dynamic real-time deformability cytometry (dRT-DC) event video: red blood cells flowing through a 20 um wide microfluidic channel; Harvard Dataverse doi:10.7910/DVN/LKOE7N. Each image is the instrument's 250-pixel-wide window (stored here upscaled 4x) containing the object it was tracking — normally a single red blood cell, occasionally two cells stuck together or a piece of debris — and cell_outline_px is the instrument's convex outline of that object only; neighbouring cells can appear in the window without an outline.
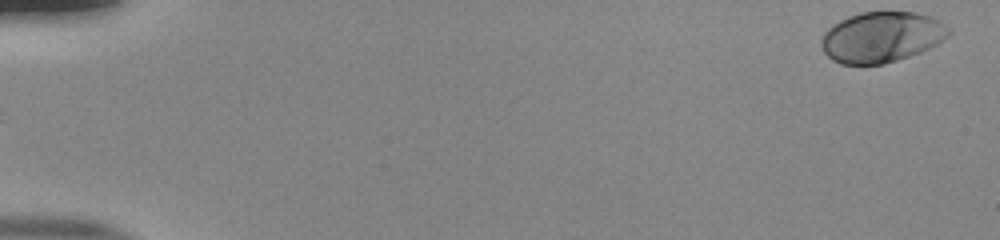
{"species": "human", "species_latin": "Homo sapiens", "temperature_condition": "room temperature", "stored_images_in_passage": 53, "camera_frame_rate_fps": 3000, "um_per_image_px": 0.085, "donor": {"sex": "male"}, "frame": {"image": 1, "passage_image": 1, "time_ms": 0.0, "image_size_px": [1000, 240], "cell_outline_px": [[952, 32], [948, 36], [936, 44], [920, 52], [884, 64], [840, 64], [832, 60], [824, 52], [820, 44], [820, 40], [824, 32], [832, 24], [848, 16], [860, 12], [916, 12], [932, 16], [952, 28]], "centroid_in_image_um": [74.93, 3.14], "position_along_channel_um": 10.1, "area_um2": 37.8}}
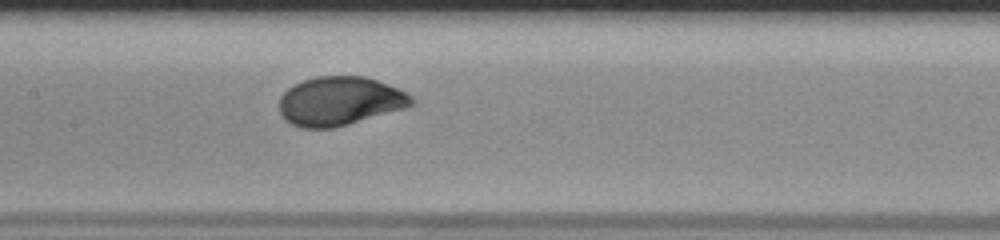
{"frame": {"image": 2, "passage_image": 27, "time_ms": 8.667, "image_size_px": [1000, 240], "cell_outline_px": [[412, 104], [404, 108], [348, 124], [332, 128], [300, 128], [284, 120], [280, 112], [280, 96], [292, 84], [316, 76], [364, 76], [376, 80], [408, 92], [412, 96]], "centroid_in_image_um": [28.84, 8.59], "position_along_channel_um": 178.6, "area_um2": 37.51}}
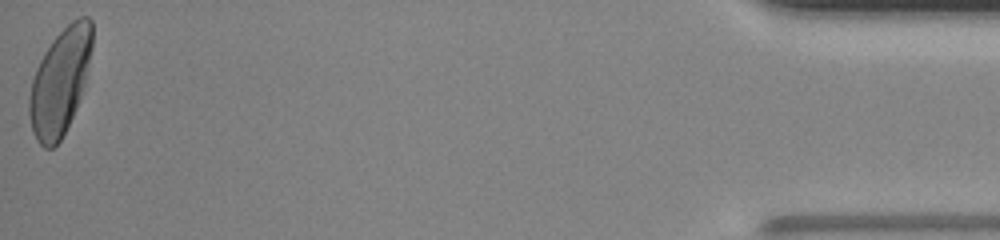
{"frame": {"image": 3, "passage_image": 53, "time_ms": 17.333, "image_size_px": [1000, 240], "cell_outline_px": [[92, 48], [84, 84], [76, 108], [60, 140], [52, 148], [44, 148], [36, 140], [32, 132], [28, 112], [28, 100], [32, 80], [36, 68], [44, 52], [52, 40], [72, 20], [80, 16], [88, 16], [92, 20]], "centroid_in_image_um": [5.09, 6.93], "position_along_channel_um": 430.1, "area_um2": 38.67}, "authors_computed_cell_mechanics": {"area_um2": 37.4544, "velocity_mm_per_s": 3.8776, "shape_relaxation_time_tau1_ms": 2.4844, "shape_relaxation_time_tau2_ms": null, "deformation_change_tau1": 0.1587, "deformation_change_tau2": null}}